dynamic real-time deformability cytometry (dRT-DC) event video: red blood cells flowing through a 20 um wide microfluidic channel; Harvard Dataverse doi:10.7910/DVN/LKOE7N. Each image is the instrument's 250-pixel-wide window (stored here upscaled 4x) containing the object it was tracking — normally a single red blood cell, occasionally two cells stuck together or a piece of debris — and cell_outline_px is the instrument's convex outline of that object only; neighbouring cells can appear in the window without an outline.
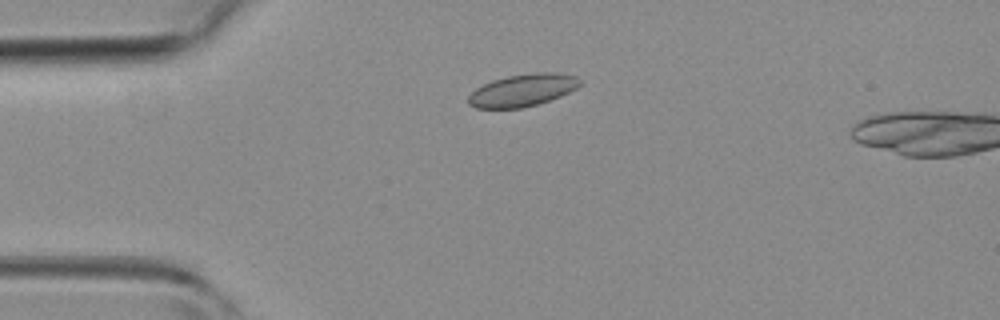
{"species": "common noctule bat (a hibernating species)", "species_latin": "Nyctalus noctula", "temperature_condition": "room temperature", "stored_images_in_passage": 3, "camera_frame_rate_fps": 3000, "um_per_image_px": 0.085, "animal": {"sex": "female", "body_mass_g": 19.3, "forearm_length_mm": 54.1}, "frame": {"image": 1, "passage_image": 1, "time_ms": 0.0, "image_size_px": [1000, 320], "cell_outline_px": [[580, 84], [576, 88], [560, 96], [524, 108], [476, 108], [468, 104], [468, 96], [476, 88], [492, 80], [508, 76], [532, 72], [560, 72], [576, 76], [580, 80]], "centroid_in_image_um": [44.41, 7.66], "position_along_channel_um": 40.6, "area_um2": 20.98}}